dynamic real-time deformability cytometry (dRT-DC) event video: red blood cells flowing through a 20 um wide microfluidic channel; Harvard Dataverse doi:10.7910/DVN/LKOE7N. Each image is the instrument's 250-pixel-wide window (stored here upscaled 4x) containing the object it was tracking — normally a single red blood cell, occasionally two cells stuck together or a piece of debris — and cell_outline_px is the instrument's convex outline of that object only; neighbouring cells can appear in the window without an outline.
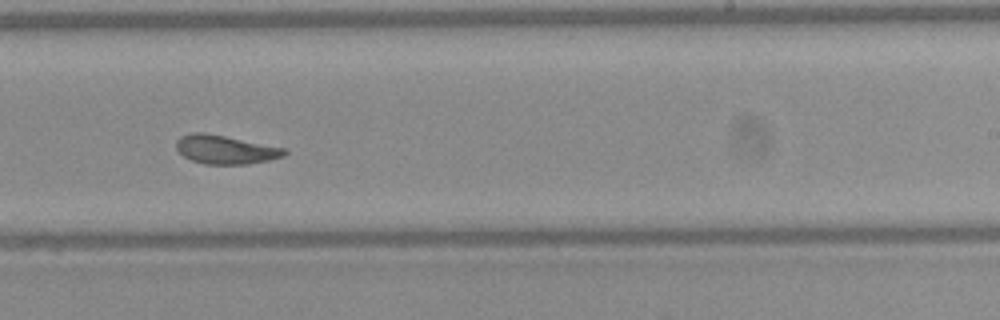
{"species": "Egyptian fruit bat (a non-hibernating species)", "species_latin": "Rousettus aegyptiacus", "temperature_condition": "warm", "stored_images_in_passage": 35, "camera_frame_rate_fps": 3000, "um_per_image_px": 0.085, "frame": {"image": 1, "passage_image": 16, "time_ms": 5.0, "image_size_px": [1000, 320], "cell_outline_px": [[288, 152], [284, 156], [268, 160], [248, 164], [204, 164], [192, 160], [184, 156], [176, 148], [176, 140], [180, 136], [192, 132], [204, 132], [288, 148]], "centroid_in_image_um": [19.18, 12.7], "position_along_channel_um": 269.8, "area_um2": 18.21}, "authors_computed_cell_mechanics": {"area_um2": 18.3226, "velocity_mm_per_s": 4.0498, "shape_relaxation_time_tau1_ms": 7.8489, "shape_relaxation_time_tau2_ms": 1.6274, "deformation_change_tau1": 0.2032, "deformation_change_tau2": 0.0788}}